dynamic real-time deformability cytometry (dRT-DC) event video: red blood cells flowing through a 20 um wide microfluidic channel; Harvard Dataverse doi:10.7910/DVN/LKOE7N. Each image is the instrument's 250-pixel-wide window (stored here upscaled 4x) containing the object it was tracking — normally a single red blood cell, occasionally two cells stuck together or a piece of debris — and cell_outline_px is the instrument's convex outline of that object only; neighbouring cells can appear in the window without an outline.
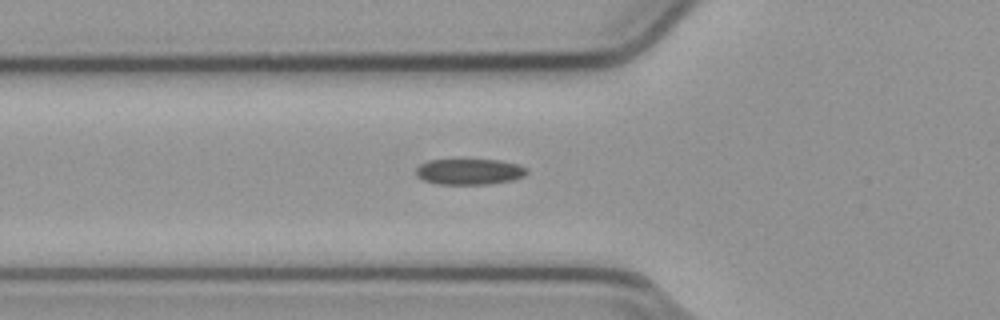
{"species": "common noctule bat (a hibernating species)", "species_latin": "Nyctalus noctula", "temperature_condition": "cold", "stored_images_in_passage": 22, "camera_frame_rate_fps": 3000, "um_per_image_px": 0.085, "animal": {"sex": "male", "body_mass_g": 23.1, "forearm_length_mm": 52.7}, "frame": {"image": 1, "passage_image": 4, "time_ms": 1.0, "image_size_px": [1000, 320], "cell_outline_px": [[528, 172], [524, 176], [512, 180], [488, 184], [440, 184], [424, 180], [416, 176], [416, 168], [420, 164], [428, 160], [500, 160], [516, 164], [528, 168]], "centroid_in_image_um": [39.9, 14.59], "position_along_channel_um": 85.9, "area_um2": 16.65}}
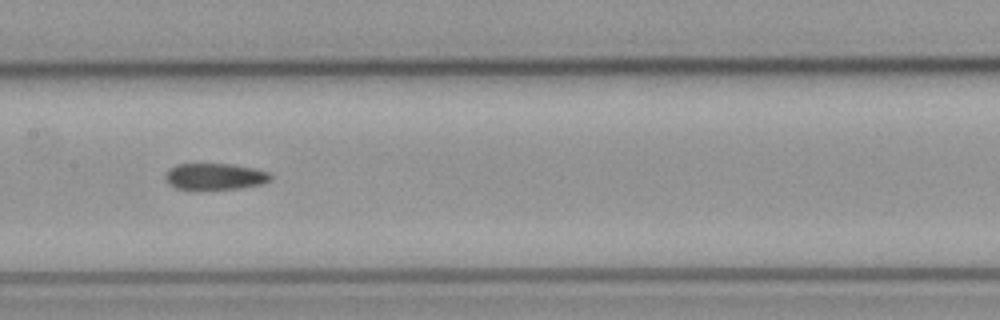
{"frame": {"image": 2, "passage_image": 12, "time_ms": 3.667, "image_size_px": [1000, 320], "cell_outline_px": [[272, 180], [264, 184], [240, 188], [176, 188], [168, 184], [164, 180], [164, 176], [168, 168], [176, 164], [232, 164], [252, 168], [268, 172], [272, 176]], "centroid_in_image_um": [18.26, 14.98], "position_along_channel_um": 189.1, "area_um2": 16.13}}
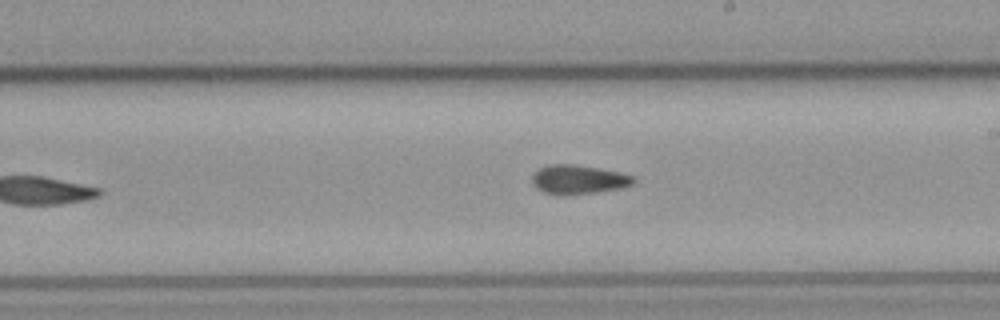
{"frame": {"image": 3, "passage_image": 16, "time_ms": 5.0, "image_size_px": [1000, 320], "cell_outline_px": [[636, 180], [632, 184], [620, 188], [596, 192], [564, 196], [560, 196], [544, 192], [536, 188], [532, 184], [532, 176], [540, 168], [548, 164], [572, 164], [596, 168], [616, 172], [632, 176]], "centroid_in_image_um": [49.1, 15.28], "position_along_channel_um": 239.9, "area_um2": 17.05}}